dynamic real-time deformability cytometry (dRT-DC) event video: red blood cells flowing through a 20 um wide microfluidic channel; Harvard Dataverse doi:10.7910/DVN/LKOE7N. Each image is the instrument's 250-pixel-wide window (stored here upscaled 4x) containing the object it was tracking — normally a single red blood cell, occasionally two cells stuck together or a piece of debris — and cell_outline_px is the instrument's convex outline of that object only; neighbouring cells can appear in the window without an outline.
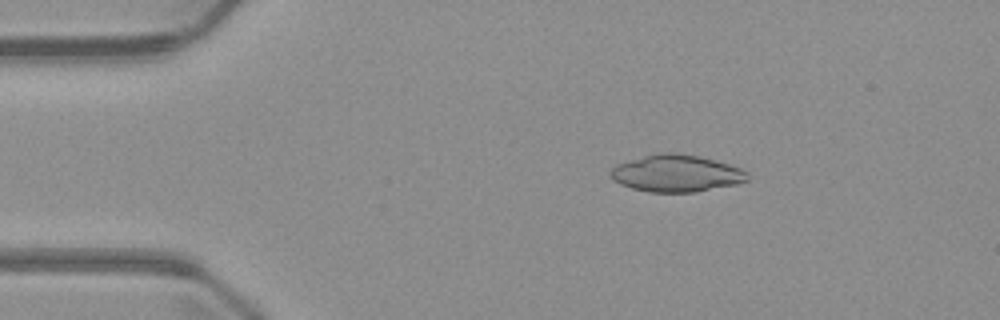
{"species": "common noctule bat (a hibernating species)", "species_latin": "Nyctalus noctula", "temperature_condition": "warm", "stored_images_in_passage": 5, "camera_frame_rate_fps": 3000, "um_per_image_px": 0.085, "animal": {"sex": "male", "body_mass_g": 23.1, "forearm_length_mm": 52.7}, "frame": {"image": 1, "passage_image": 3, "time_ms": 2.667, "image_size_px": [1000, 320], "cell_outline_px": [[748, 180], [736, 184], [696, 192], [648, 192], [632, 188], [620, 184], [612, 180], [608, 172], [616, 164], [644, 156], [660, 152], [676, 152], [700, 156], [716, 160], [740, 168], [748, 172]], "centroid_in_image_um": [57.47, 14.73], "position_along_channel_um": 27.5, "area_um2": 29.71}}